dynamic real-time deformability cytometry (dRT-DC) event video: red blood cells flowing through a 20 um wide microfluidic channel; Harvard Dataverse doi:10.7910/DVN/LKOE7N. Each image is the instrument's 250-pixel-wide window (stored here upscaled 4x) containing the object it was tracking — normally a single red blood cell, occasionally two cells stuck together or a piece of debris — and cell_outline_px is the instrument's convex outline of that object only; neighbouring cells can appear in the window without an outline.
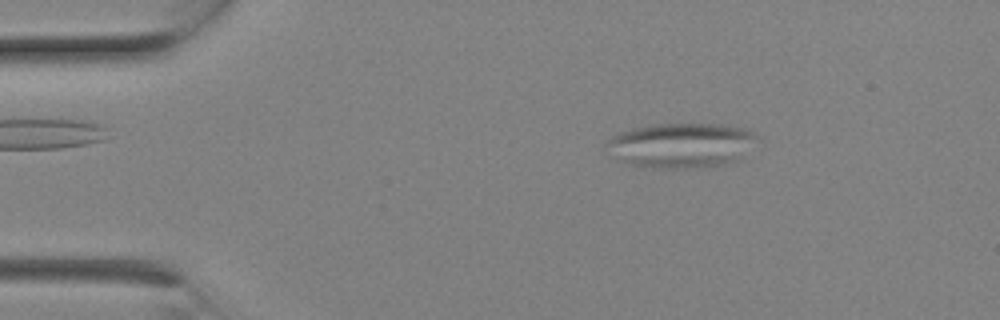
{"species": "Egyptian fruit bat (a non-hibernating species)", "species_latin": "Rousettus aegyptiacus", "temperature_condition": "room temperature", "stored_images_in_passage": 5, "camera_frame_rate_fps": 3000, "um_per_image_px": 0.085, "animal": {"sex": "female"}, "frame": {"image": 1, "passage_image": 1, "time_ms": 0.0, "image_size_px": [1000, 320], "cell_outline_px": [[756, 136], [740, 156], [736, 160], [724, 164], [708, 168], [644, 168], [628, 164], [620, 160], [604, 144], [616, 132], [632, 128], [656, 124], [720, 124], [744, 128], [752, 132]], "centroid_in_image_um": [57.81, 12.36], "position_along_channel_um": 27.2, "area_um2": 39.07}}